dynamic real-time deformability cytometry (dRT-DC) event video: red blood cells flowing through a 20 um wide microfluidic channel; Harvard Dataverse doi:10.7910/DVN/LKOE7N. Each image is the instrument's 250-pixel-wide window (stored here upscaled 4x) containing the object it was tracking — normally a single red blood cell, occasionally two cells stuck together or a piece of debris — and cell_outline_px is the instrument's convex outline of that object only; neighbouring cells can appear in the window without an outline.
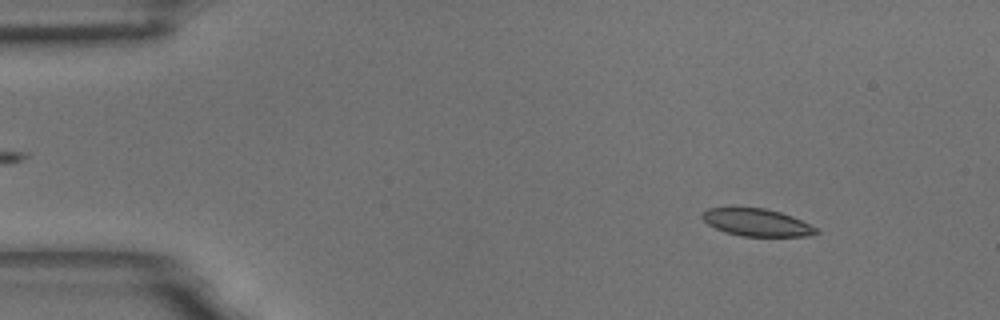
{"species": "common noctule bat (a hibernating species)", "species_latin": "Nyctalus noctula", "temperature_condition": "room temperature", "stored_images_in_passage": 10, "camera_frame_rate_fps": 3000, "um_per_image_px": 0.085, "animal": {"sex": "male", "body_mass_g": 18.8}, "frame": {"image": 1, "passage_image": 6, "time_ms": 1.667, "image_size_px": [1000, 320], "cell_outline_px": [[820, 232], [808, 236], [740, 236], [716, 228], [708, 224], [700, 216], [708, 208], [732, 204], [764, 208], [780, 212], [792, 216], [816, 228]], "centroid_in_image_um": [64.25, 18.85], "position_along_channel_um": 20.8, "area_um2": 18.67}}